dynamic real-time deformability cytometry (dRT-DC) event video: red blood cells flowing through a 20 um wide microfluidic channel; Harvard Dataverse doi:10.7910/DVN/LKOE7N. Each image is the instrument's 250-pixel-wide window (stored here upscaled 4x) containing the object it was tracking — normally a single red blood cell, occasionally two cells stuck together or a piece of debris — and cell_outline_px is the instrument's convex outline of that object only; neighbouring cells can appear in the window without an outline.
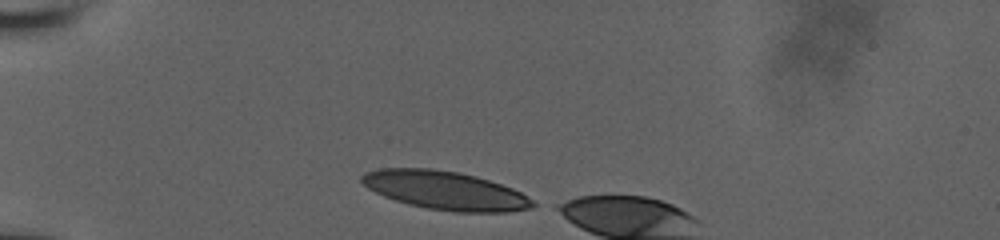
{"species": "human", "species_latin": "Homo sapiens", "temperature_condition": "room temperature", "stored_images_in_passage": 4, "camera_frame_rate_fps": 3000, "um_per_image_px": 0.085, "donor": {"sex": "male"}, "frame": {"image": 1, "passage_image": 1, "time_ms": 0.0, "image_size_px": [1000, 240], "cell_outline_px": [[540, 204], [532, 208], [508, 212], [452, 212], [428, 208], [408, 204], [384, 196], [368, 188], [360, 180], [360, 176], [364, 172], [380, 168], [432, 168], [460, 172], [476, 176], [512, 188], [520, 192]], "centroid_in_image_um": [37.86, 16.18], "position_along_channel_um": 47.1, "area_um2": 38.55}}